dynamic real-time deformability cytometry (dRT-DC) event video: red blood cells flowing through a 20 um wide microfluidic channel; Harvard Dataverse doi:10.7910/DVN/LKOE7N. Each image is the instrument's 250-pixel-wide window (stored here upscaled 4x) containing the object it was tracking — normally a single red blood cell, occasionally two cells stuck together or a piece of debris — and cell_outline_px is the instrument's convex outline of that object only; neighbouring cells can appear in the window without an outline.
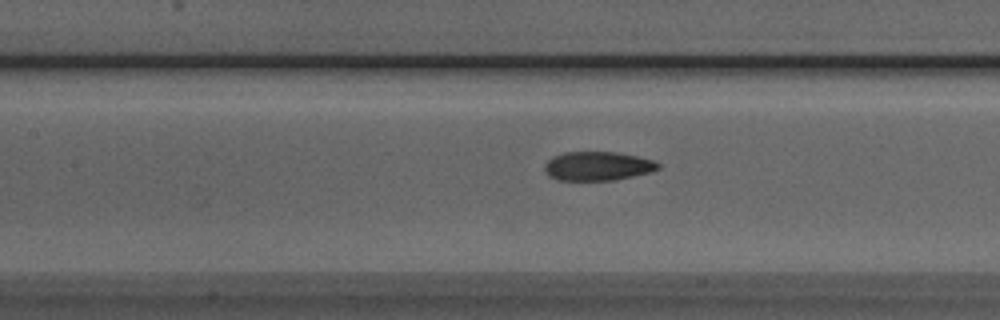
{"species": "Egyptian fruit bat (a non-hibernating species)", "species_latin": "Rousettus aegyptiacus", "temperature_condition": "room temperature", "stored_images_in_passage": 21, "camera_frame_rate_fps": 3000, "um_per_image_px": 0.085, "animal": {"sex": "male"}, "frame": {"image": 1, "passage_image": 9, "time_ms": 2.667, "image_size_px": [1000, 320], "cell_outline_px": [[660, 168], [652, 172], [616, 180], [560, 180], [548, 176], [544, 168], [544, 164], [552, 156], [564, 152], [616, 152], [656, 160], [660, 164]], "centroid_in_image_um": [50.82, 14.11], "position_along_channel_um": 156.6, "area_um2": 19.36}}
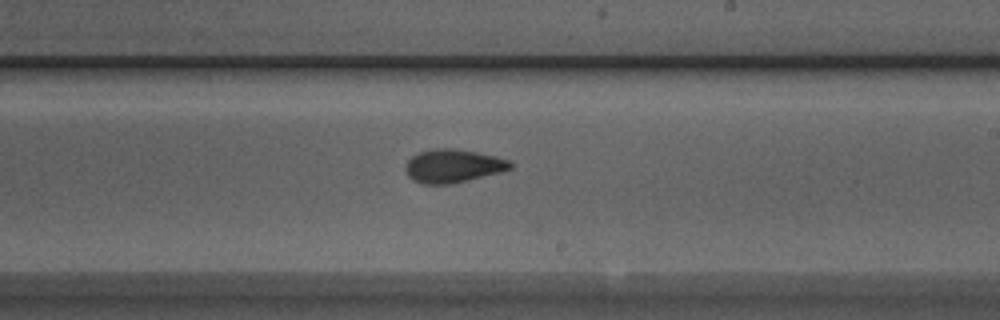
{"frame": {"image": 2, "passage_image": 16, "time_ms": 5.0, "image_size_px": [1000, 320], "cell_outline_px": [[512, 168], [500, 172], [468, 180], [448, 184], [420, 184], [412, 180], [408, 176], [404, 168], [404, 164], [412, 156], [420, 152], [432, 148], [452, 148], [476, 152], [496, 156], [508, 160], [512, 164]], "centroid_in_image_um": [38.46, 14.1], "position_along_channel_um": 250.5, "area_um2": 20.4}}
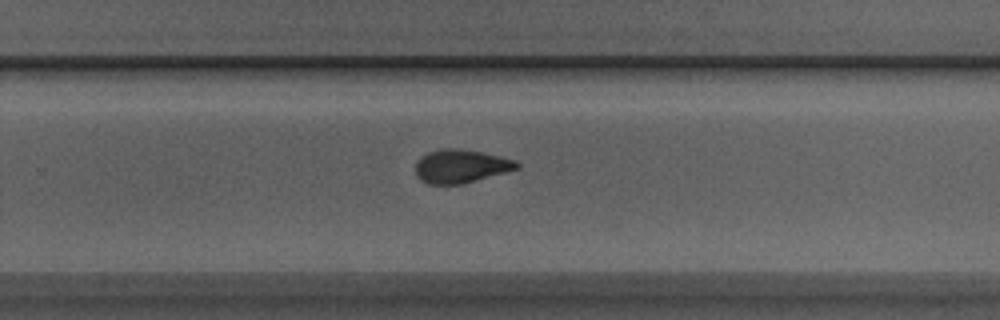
{"frame": {"image": 3, "passage_image": 19, "time_ms": 6.0, "image_size_px": [1000, 320], "cell_outline_px": [[520, 168], [460, 184], [428, 184], [420, 180], [416, 176], [416, 164], [420, 156], [428, 152], [440, 148], [456, 148], [480, 152], [516, 160], [520, 164]], "centroid_in_image_um": [39.14, 14.12], "position_along_channel_um": 290.7, "area_um2": 19.59}}